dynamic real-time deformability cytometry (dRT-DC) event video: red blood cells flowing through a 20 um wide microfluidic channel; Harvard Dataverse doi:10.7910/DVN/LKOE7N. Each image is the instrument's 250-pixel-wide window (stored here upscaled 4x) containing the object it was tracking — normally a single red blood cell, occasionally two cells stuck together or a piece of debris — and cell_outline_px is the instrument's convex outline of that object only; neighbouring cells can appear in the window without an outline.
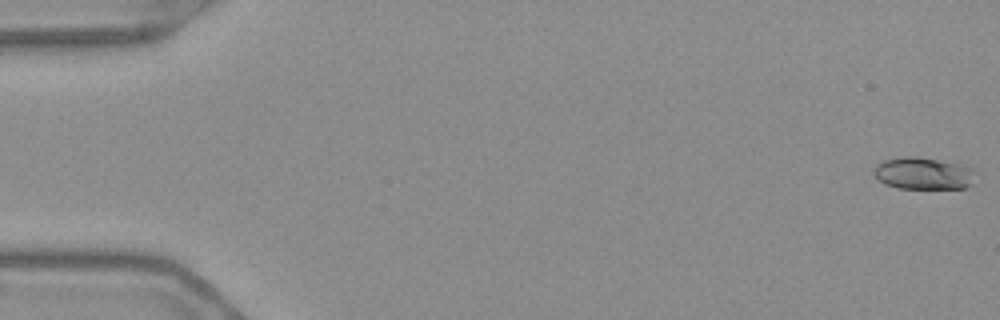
{"species": "Egyptian fruit bat (a non-hibernating species)", "species_latin": "Rousettus aegyptiacus", "temperature_condition": "warm", "stored_images_in_passage": 18, "camera_frame_rate_fps": 3000, "um_per_image_px": 0.085, "frame": {"image": 1, "passage_image": 1, "time_ms": 0.0, "image_size_px": [1000, 320], "cell_outline_px": [[972, 184], [968, 188], [896, 188], [884, 184], [872, 172], [876, 164], [884, 160], [904, 156], [916, 156], [972, 164]], "centroid_in_image_um": [78.51, 14.71], "position_along_channel_um": 6.5, "area_um2": 19.42}}
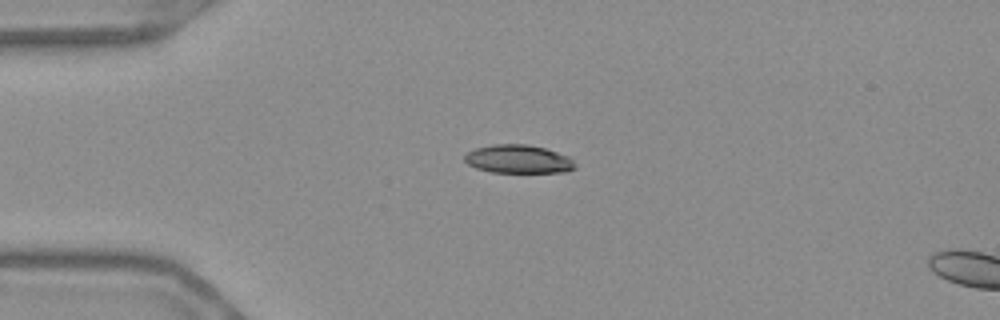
{"frame": {"image": 2, "passage_image": 14, "time_ms": 4.333, "image_size_px": [1000, 320], "cell_outline_px": [[576, 168], [564, 172], [492, 172], [476, 168], [468, 164], [464, 160], [464, 156], [468, 152], [476, 148], [492, 144], [528, 144], [544, 148], [572, 156], [576, 164]], "centroid_in_image_um": [44.1, 13.52], "position_along_channel_um": 40.9, "area_um2": 18.44}}